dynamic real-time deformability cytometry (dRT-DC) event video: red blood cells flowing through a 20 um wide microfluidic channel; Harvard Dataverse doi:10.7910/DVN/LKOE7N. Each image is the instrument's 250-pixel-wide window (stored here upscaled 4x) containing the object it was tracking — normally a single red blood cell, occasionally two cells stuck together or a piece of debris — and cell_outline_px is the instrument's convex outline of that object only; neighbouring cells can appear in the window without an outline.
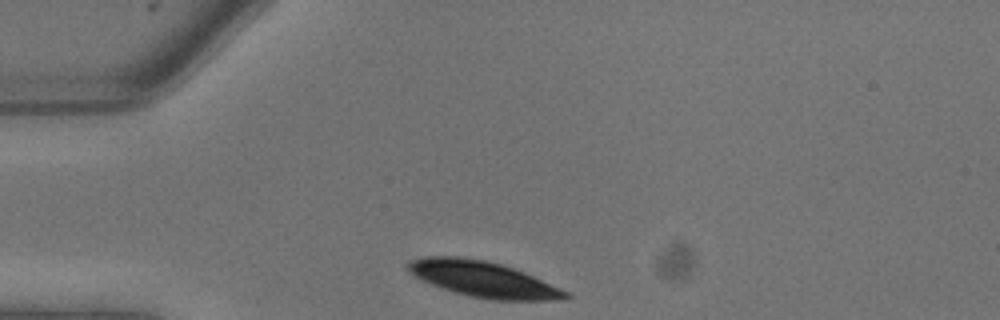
{"species": "common noctule bat (a hibernating species)", "species_latin": "Nyctalus noctula", "temperature_condition": "warm", "stored_images_in_passage": 2, "camera_frame_rate_fps": 3000, "um_per_image_px": 0.085, "animal": {"sex": "male", "body_mass_g": 13.3}, "frame": {"image": 1, "passage_image": 1, "time_ms": 0.0, "image_size_px": [1000, 320], "cell_outline_px": [[572, 296], [564, 300], [492, 300], [472, 296], [456, 292], [432, 284], [416, 276], [404, 264], [408, 260], [428, 256], [456, 256], [484, 260], [500, 264], [524, 272], [568, 292]], "centroid_in_image_um": [41.09, 23.73], "position_along_channel_um": 43.9, "area_um2": 32.31}}